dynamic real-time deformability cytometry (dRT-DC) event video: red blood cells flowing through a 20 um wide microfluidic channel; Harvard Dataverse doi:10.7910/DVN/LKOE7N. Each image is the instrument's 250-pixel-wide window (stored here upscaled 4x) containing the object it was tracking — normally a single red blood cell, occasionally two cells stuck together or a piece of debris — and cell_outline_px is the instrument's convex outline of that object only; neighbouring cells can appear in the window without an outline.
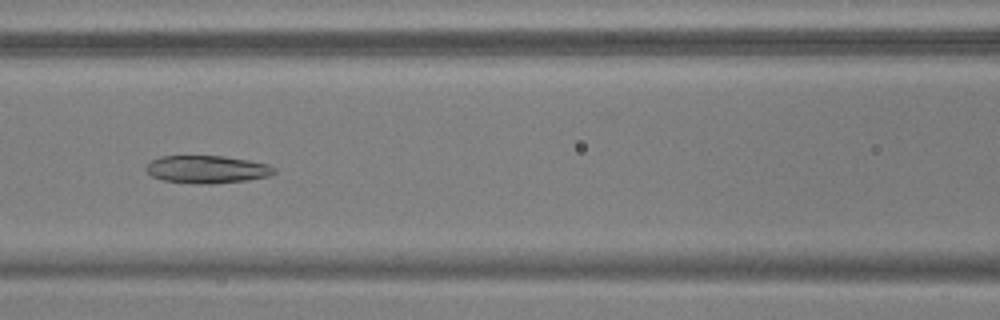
{"species": "common noctule bat (a hibernating species)", "species_latin": "Nyctalus noctula", "temperature_condition": "warm", "stored_images_in_passage": 55, "camera_frame_rate_fps": 3000, "um_per_image_px": 0.085, "animal": {"sex": "male", "body_mass_g": 17.9, "forearm_length_mm": 54.2}, "frame": {"image": 1, "passage_image": 25, "time_ms": 8.0, "image_size_px": [1000, 320], "cell_outline_px": [[276, 172], [268, 176], [248, 180], [212, 184], [196, 184], [164, 180], [152, 176], [148, 172], [148, 164], [152, 160], [160, 156], [224, 156], [248, 160], [268, 164], [276, 168]], "centroid_in_image_um": [17.64, 14.4], "position_along_channel_um": 149.0, "area_um2": 20.58}}
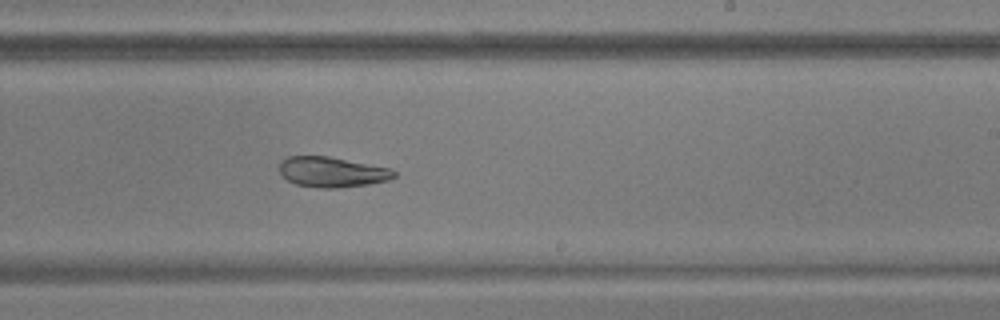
{"frame": {"image": 2, "passage_image": 34, "time_ms": 11.0, "image_size_px": [1000, 320], "cell_outline_px": [[396, 176], [388, 180], [368, 184], [336, 188], [320, 188], [296, 184], [288, 180], [280, 172], [280, 160], [288, 156], [328, 156], [388, 168], [396, 172]], "centroid_in_image_um": [28.2, 14.62], "position_along_channel_um": 260.8, "area_um2": 20.0}}
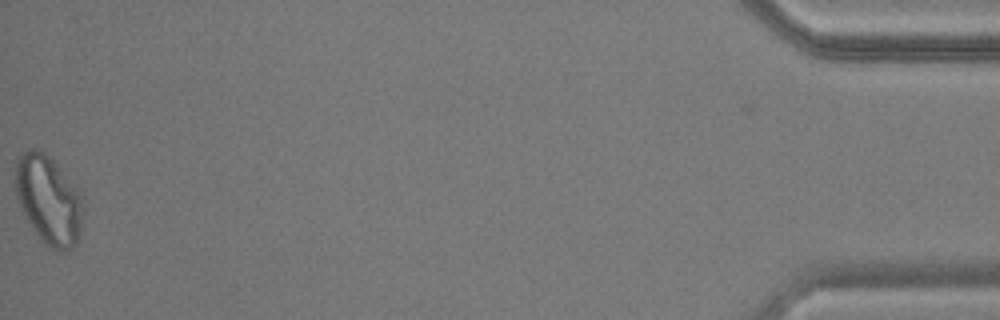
{"frame": {"image": 3, "passage_image": 55, "time_ms": 18.0, "image_size_px": [1000, 320], "cell_outline_px": [[84, 212], [80, 228], [76, 240], [72, 248], [64, 252], [52, 248], [44, 244], [40, 240], [32, 228], [20, 208], [16, 196], [16, 156], [32, 148], [36, 148], [44, 152], [52, 160], [80, 192], [84, 204]], "centroid_in_image_um": [4.12, 17.0], "position_along_channel_um": 431.1, "area_um2": 34.91}, "authors_computed_cell_mechanics": {"area_um2": 25.0274, "velocity_mm_per_s": 3.7399, "shape_relaxation_time_tau1_ms": 5.9247, "shape_relaxation_time_tau2_ms": 4.0462, "deformation_change_tau1": 0.1908, "deformation_change_tau2": 0.1289}}